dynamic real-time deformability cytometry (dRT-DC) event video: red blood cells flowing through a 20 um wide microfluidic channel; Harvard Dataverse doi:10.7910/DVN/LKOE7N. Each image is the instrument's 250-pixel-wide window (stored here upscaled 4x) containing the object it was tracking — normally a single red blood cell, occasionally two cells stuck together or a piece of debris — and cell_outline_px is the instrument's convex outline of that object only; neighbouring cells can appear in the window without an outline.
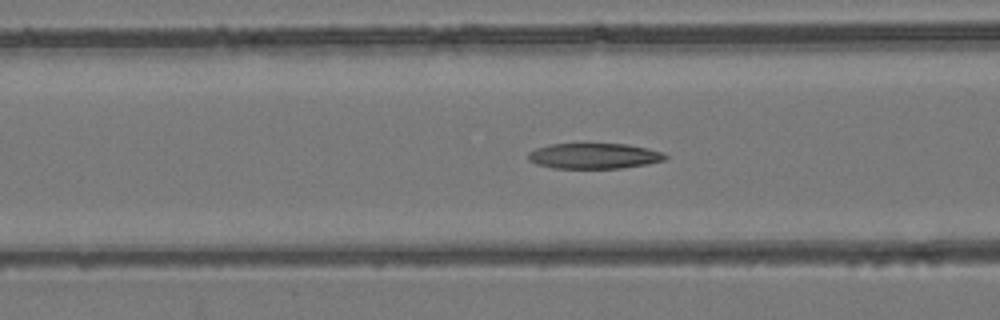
{"species": "common noctule bat (a hibernating species)", "species_latin": "Nyctalus noctula", "temperature_condition": "room temperature", "stored_images_in_passage": 53, "camera_frame_rate_fps": 3000, "um_per_image_px": 0.085, "animal": {"sex": "female", "body_mass_g": 24.6, "forearm_length_mm": 56.2}, "frame": {"image": 1, "passage_image": 21, "time_ms": 6.667, "image_size_px": [1000, 320], "cell_outline_px": [[668, 156], [664, 160], [648, 164], [624, 168], [552, 168], [536, 164], [528, 160], [528, 152], [536, 148], [552, 144], [628, 144], [648, 148], [664, 152]], "centroid_in_image_um": [50.52, 13.26], "position_along_channel_um": 116.1, "area_um2": 20.52}}
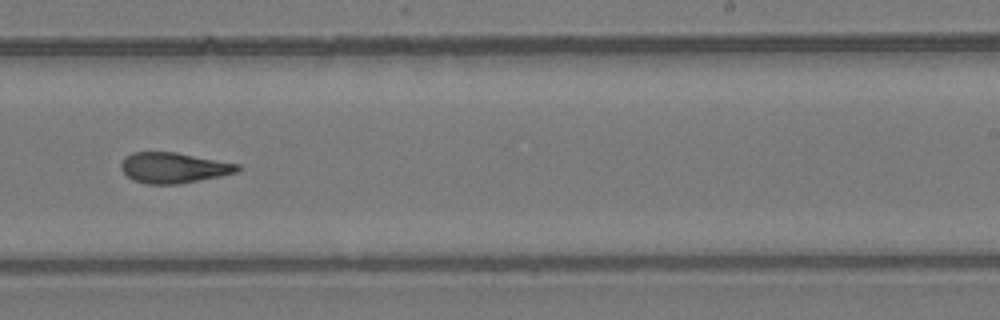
{"frame": {"image": 2, "passage_image": 33, "time_ms": 10.667, "image_size_px": [1000, 320], "cell_outline_px": [[240, 168], [236, 172], [220, 176], [180, 184], [144, 184], [132, 180], [120, 168], [120, 164], [124, 156], [132, 152], [176, 152], [240, 164]], "centroid_in_image_um": [14.72, 14.26], "position_along_channel_um": 274.3, "area_um2": 20.87}}
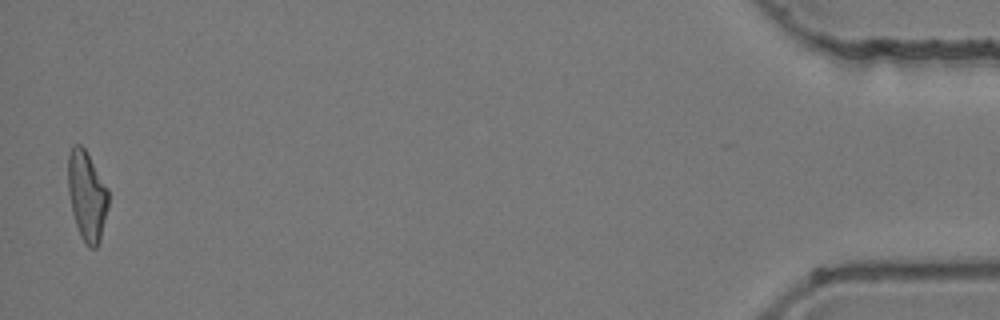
{"frame": {"image": 3, "passage_image": 52, "time_ms": 17.0, "image_size_px": [1000, 320], "cell_outline_px": [[108, 208], [100, 240], [96, 248], [88, 248], [80, 236], [72, 212], [68, 192], [68, 156], [72, 144], [80, 144], [84, 148], [108, 188]], "centroid_in_image_um": [7.38, 16.65], "position_along_channel_um": 427.8, "area_um2": 21.1}, "authors_computed_cell_mechanics": {"area_um2": 21.3282, "velocity_mm_per_s": 3.9569, "shape_relaxation_time_tau1_ms": null, "shape_relaxation_time_tau2_ms": 2.1996, "deformation_change_tau1": null, "deformation_change_tau2": 0.1135}}